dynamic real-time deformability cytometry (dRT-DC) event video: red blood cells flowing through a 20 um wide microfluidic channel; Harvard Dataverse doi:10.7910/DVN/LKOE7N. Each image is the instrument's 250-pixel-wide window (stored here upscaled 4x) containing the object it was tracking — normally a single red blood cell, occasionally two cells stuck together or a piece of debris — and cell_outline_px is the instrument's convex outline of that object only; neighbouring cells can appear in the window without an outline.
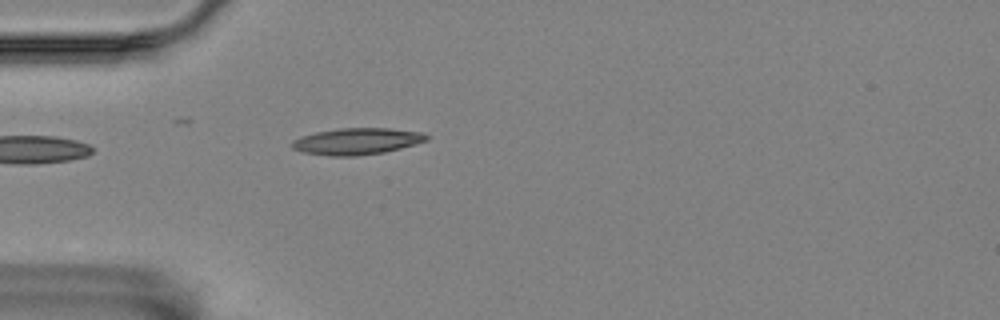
{"species": "Egyptian fruit bat (a non-hibernating species)", "species_latin": "Rousettus aegyptiacus", "temperature_condition": "room temperature", "stored_images_in_passage": 3, "camera_frame_rate_fps": 3000, "um_per_image_px": 0.085, "animal": {"sex": "female"}, "frame": {"image": 1, "passage_image": 3, "time_ms": 0.667, "image_size_px": [1000, 320], "cell_outline_px": [[428, 140], [416, 144], [384, 152], [356, 156], [332, 156], [304, 152], [292, 148], [292, 140], [300, 136], [316, 132], [340, 128], [388, 128], [424, 132], [428, 136]], "centroid_in_image_um": [30.35, 12.0], "position_along_channel_um": 54.6, "area_um2": 20.81}}